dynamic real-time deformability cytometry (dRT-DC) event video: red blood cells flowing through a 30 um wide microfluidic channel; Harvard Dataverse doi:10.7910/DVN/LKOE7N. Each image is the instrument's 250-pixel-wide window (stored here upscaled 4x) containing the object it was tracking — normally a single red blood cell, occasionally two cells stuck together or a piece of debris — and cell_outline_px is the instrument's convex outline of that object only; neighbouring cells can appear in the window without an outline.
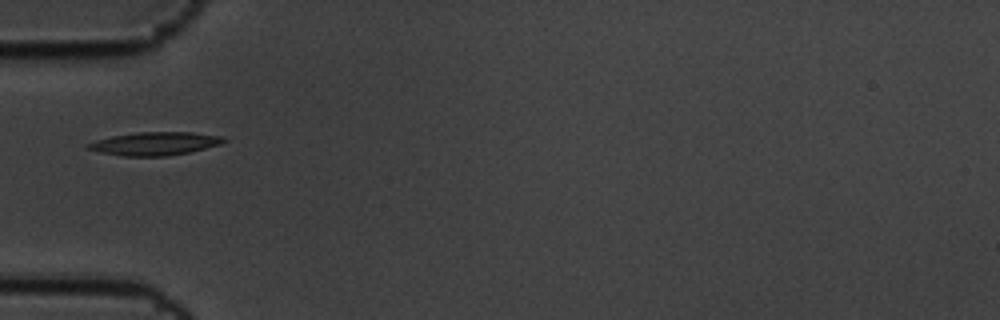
{"species": "common noctule bat (a hibernating species)", "species_latin": "Nyctalus noctula", "temperature_condition": "cold", "stored_images_in_passage": 7, "camera_frame_rate_fps": 3000, "um_per_image_px": 0.085, "animal": {"sex": "male", "body_mass_g": 19.5, "forearm_length_mm": 54.6}, "frame": {"image": 1, "passage_image": 1, "time_ms": 0.0, "image_size_px": [1000, 320], "cell_outline_px": [[228, 140], [220, 144], [188, 152], [164, 156], [124, 156], [100, 152], [88, 148], [84, 144], [96, 140], [112, 136], [136, 132], [192, 132], [224, 136]], "centroid_in_image_um": [13.17, 12.19], "position_along_channel_um": 71.8, "area_um2": 18.26}}
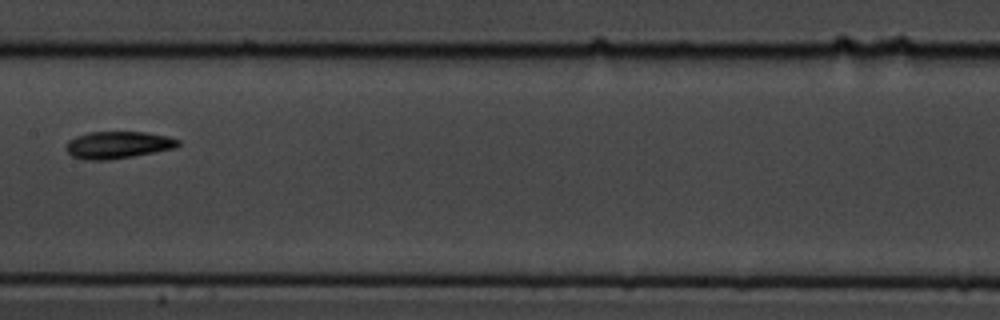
{"frame": {"image": 2, "passage_image": 4, "time_ms": 1.0, "image_size_px": [1000, 320], "cell_outline_px": [[180, 144], [176, 148], [132, 156], [108, 160], [84, 160], [72, 156], [64, 148], [68, 140], [76, 136], [88, 132], [144, 132], [168, 136], [180, 140]], "centroid_in_image_um": [10.0, 12.32], "position_along_channel_um": 197.4, "area_um2": 17.8}}
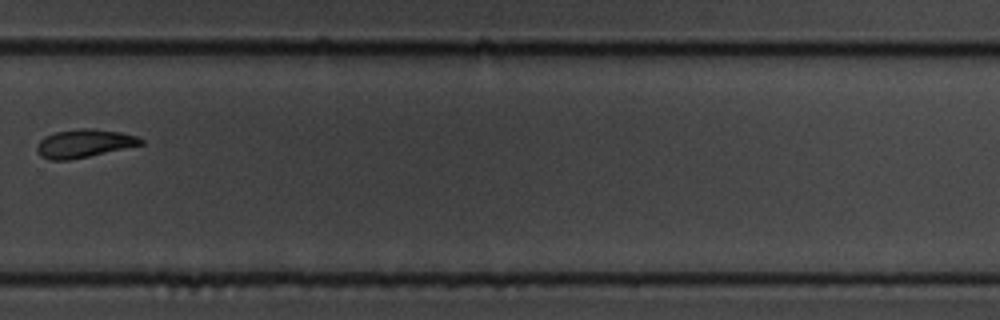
{"frame": {"image": 3, "passage_image": 7, "time_ms": 2.0, "image_size_px": [1000, 320], "cell_outline_px": [[144, 144], [88, 156], [68, 160], [52, 160], [40, 156], [36, 152], [36, 144], [44, 136], [56, 132], [80, 128], [88, 128], [120, 132], [136, 136], [144, 140]], "centroid_in_image_um": [7.11, 12.19], "position_along_channel_um": 322.7, "area_um2": 16.99}}